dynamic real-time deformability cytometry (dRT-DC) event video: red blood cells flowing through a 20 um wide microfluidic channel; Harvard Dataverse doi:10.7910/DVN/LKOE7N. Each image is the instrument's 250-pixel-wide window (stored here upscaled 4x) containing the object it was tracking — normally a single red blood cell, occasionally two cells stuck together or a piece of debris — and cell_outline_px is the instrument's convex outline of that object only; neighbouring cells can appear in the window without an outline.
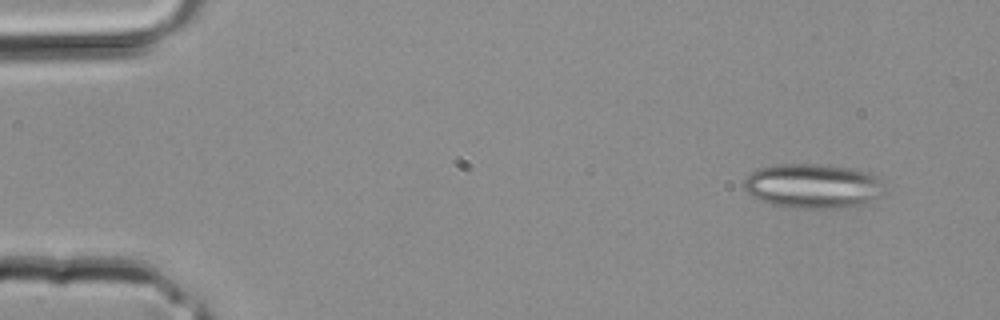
{"species": "common noctule bat (a hibernating species)", "species_latin": "Nyctalus noctula", "temperature_condition": "room temperature", "stored_images_in_passage": 3, "camera_frame_rate_fps": 3000, "um_per_image_px": 0.085, "animal": {"sex": "male", "body_mass_g": 20.4}, "frame": {"image": 1, "passage_image": 1, "time_ms": 0.0, "image_size_px": [1000, 320], "cell_outline_px": [[884, 184], [880, 196], [864, 204], [840, 208], [792, 208], [772, 204], [760, 200], [752, 196], [744, 188], [744, 180], [752, 172], [760, 168], [776, 164], [820, 164], [848, 168], [872, 172], [880, 176]], "centroid_in_image_um": [69.14, 15.81], "position_along_channel_um": 15.9, "area_um2": 36.65}}